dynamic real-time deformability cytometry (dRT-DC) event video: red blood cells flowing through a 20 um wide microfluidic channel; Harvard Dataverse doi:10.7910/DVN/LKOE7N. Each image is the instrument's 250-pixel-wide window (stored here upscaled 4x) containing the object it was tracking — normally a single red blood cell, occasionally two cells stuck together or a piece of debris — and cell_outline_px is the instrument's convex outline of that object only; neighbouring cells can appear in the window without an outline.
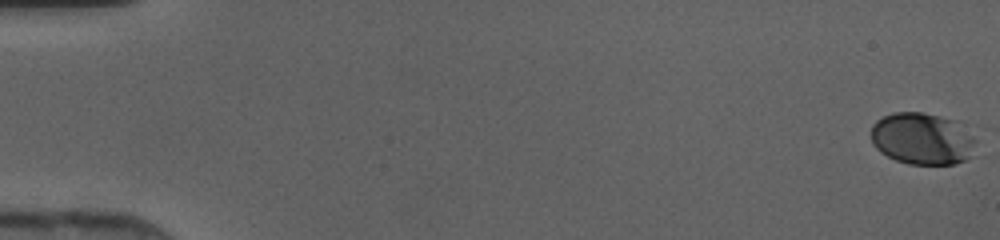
{"species": "human", "species_latin": "Homo sapiens", "temperature_condition": "cold", "stored_images_in_passage": 47, "camera_frame_rate_fps": 3000, "um_per_image_px": 0.085, "donor": {"sex": "female"}, "frame": {"image": 1, "passage_image": 1, "time_ms": 0.0, "image_size_px": [1000, 240], "cell_outline_px": [[984, 128], [968, 156], [964, 160], [956, 164], [908, 164], [896, 160], [880, 152], [872, 144], [872, 124], [876, 120], [892, 112], [924, 112], [960, 120], [976, 124]], "centroid_in_image_um": [78.58, 11.73], "position_along_channel_um": 6.4, "area_um2": 33.47}}
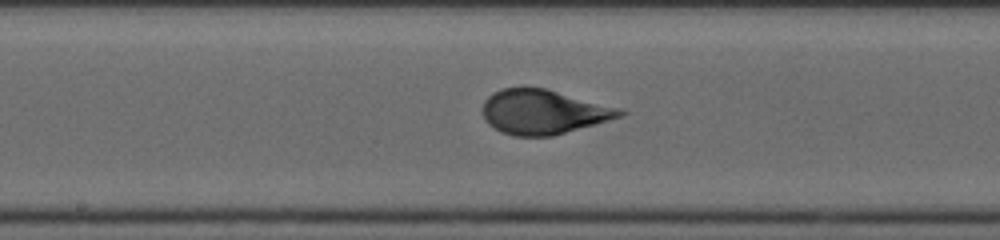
{"frame": {"image": 2, "passage_image": 26, "time_ms": 8.333, "image_size_px": [1000, 240], "cell_outline_px": [[628, 112], [624, 116], [596, 124], [552, 136], [512, 136], [500, 132], [492, 128], [484, 120], [484, 100], [492, 92], [504, 88], [544, 88], [624, 108]], "centroid_in_image_um": [46.23, 9.52], "position_along_channel_um": 202.0, "area_um2": 35.89}}
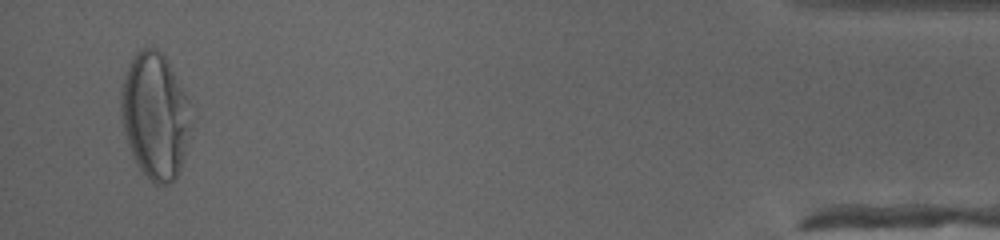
{"frame": {"image": 3, "passage_image": 46, "time_ms": 15.0, "image_size_px": [1000, 240], "cell_outline_px": [[192, 124], [180, 168], [176, 176], [168, 184], [156, 184], [140, 168], [128, 144], [124, 132], [120, 112], [120, 92], [124, 76], [132, 56], [140, 48], [156, 48], [164, 56], [188, 100]], "centroid_in_image_um": [13.16, 9.8], "position_along_channel_um": 422.0, "area_um2": 50.81}}